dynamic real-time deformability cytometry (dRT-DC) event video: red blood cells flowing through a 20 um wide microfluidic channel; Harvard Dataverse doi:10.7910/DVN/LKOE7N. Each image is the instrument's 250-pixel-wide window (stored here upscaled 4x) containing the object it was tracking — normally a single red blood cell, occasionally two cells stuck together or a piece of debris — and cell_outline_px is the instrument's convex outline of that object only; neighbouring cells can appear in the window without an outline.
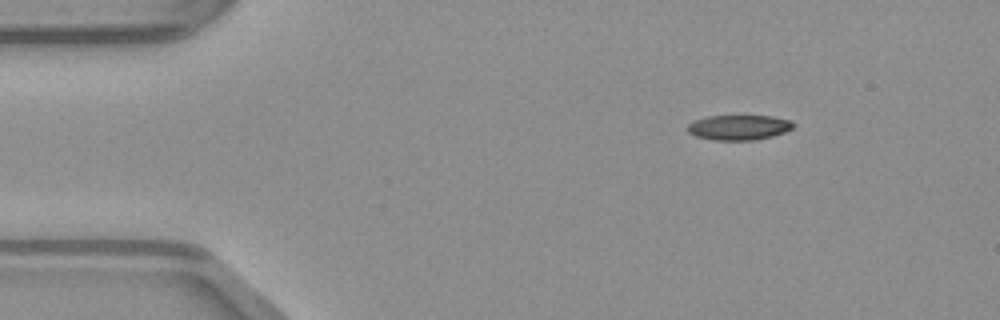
{"species": "common noctule bat (a hibernating species)", "species_latin": "Nyctalus noctula", "temperature_condition": "warm", "stored_images_in_passage": 43, "camera_frame_rate_fps": 3000, "um_per_image_px": 0.085, "animal": {"sex": "male", "body_mass_g": 23.1, "forearm_length_mm": 52.7}, "frame": {"image": 1, "passage_image": 1, "time_ms": 0.0, "image_size_px": [1000, 320], "cell_outline_px": [[796, 124], [792, 128], [784, 132], [772, 136], [756, 140], [712, 140], [696, 136], [688, 132], [688, 124], [696, 120], [708, 116], [772, 116], [792, 120]], "centroid_in_image_um": [62.84, 10.83], "position_along_channel_um": 22.2, "area_um2": 15.43}}
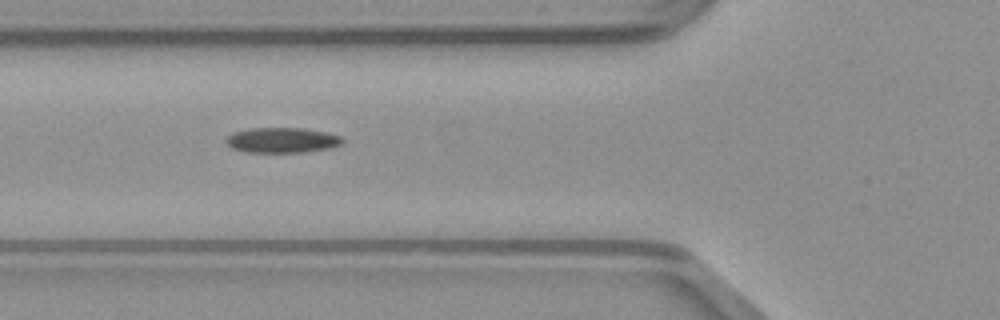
{"frame": {"image": 2, "passage_image": 12, "time_ms": 3.667, "image_size_px": [1000, 320], "cell_outline_px": [[344, 140], [340, 144], [332, 148], [300, 152], [244, 152], [232, 148], [224, 140], [232, 132], [252, 128], [304, 128], [324, 132], [340, 136]], "centroid_in_image_um": [23.95, 11.91], "position_along_channel_um": 101.9, "area_um2": 17.05}}
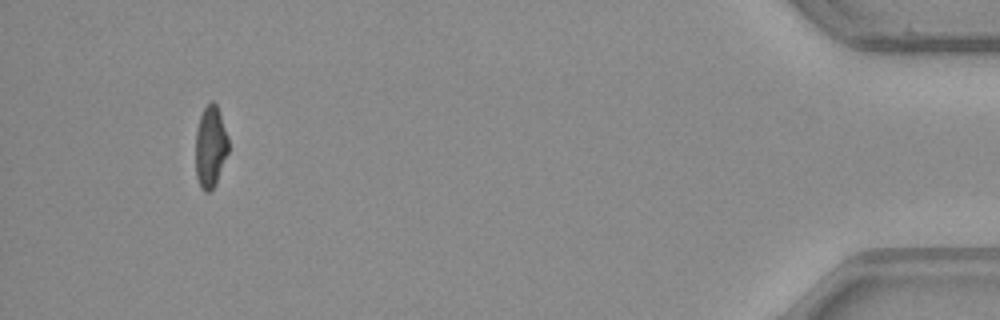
{"frame": {"image": 3, "passage_image": 40, "time_ms": 13.0, "image_size_px": [1000, 320], "cell_outline_px": [[228, 152], [216, 184], [208, 192], [204, 192], [200, 188], [196, 176], [196, 128], [200, 116], [204, 108], [212, 100], [216, 104], [228, 136]], "centroid_in_image_um": [17.88, 12.5], "position_along_channel_um": 417.3, "area_um2": 15.61}}